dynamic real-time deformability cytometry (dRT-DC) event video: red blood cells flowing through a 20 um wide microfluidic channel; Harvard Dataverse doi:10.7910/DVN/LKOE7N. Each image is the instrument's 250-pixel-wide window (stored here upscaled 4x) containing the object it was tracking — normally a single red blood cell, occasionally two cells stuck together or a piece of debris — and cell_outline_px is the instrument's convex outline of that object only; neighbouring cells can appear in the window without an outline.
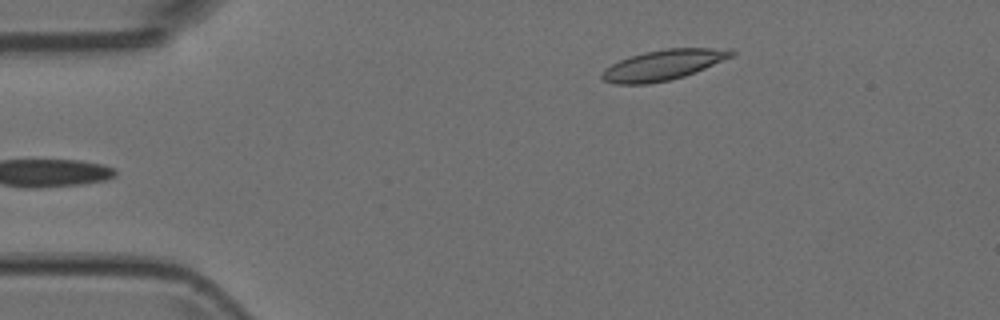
{"species": "Egyptian fruit bat (a non-hibernating species)", "species_latin": "Rousettus aegyptiacus", "temperature_condition": "room temperature", "stored_images_in_passage": 4, "camera_frame_rate_fps": 3000, "um_per_image_px": 0.085, "animal": {"sex": "female"}, "frame": {"image": 1, "passage_image": 4, "time_ms": 1.0, "image_size_px": [1000, 320], "cell_outline_px": [[736, 52], [732, 56], [696, 72], [684, 76], [668, 80], [648, 84], [616, 84], [604, 80], [600, 76], [600, 72], [604, 68], [628, 56], [644, 52], [668, 48], [732, 48]], "centroid_in_image_um": [56.36, 5.51], "position_along_channel_um": 28.6, "area_um2": 22.95}}